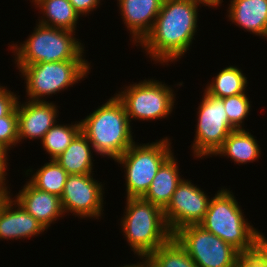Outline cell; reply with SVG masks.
<instances>
[{
    "label": "cell",
    "mask_w": 267,
    "mask_h": 267,
    "mask_svg": "<svg viewBox=\"0 0 267 267\" xmlns=\"http://www.w3.org/2000/svg\"><path fill=\"white\" fill-rule=\"evenodd\" d=\"M199 6L192 0H164L151 31L138 46L156 63L178 61L195 40Z\"/></svg>",
    "instance_id": "6da1fadb"
},
{
    "label": "cell",
    "mask_w": 267,
    "mask_h": 267,
    "mask_svg": "<svg viewBox=\"0 0 267 267\" xmlns=\"http://www.w3.org/2000/svg\"><path fill=\"white\" fill-rule=\"evenodd\" d=\"M234 194L230 189H221L210 199L208 210L199 224L236 248L242 255L252 254L265 238L245 219Z\"/></svg>",
    "instance_id": "7a4b0ae2"
},
{
    "label": "cell",
    "mask_w": 267,
    "mask_h": 267,
    "mask_svg": "<svg viewBox=\"0 0 267 267\" xmlns=\"http://www.w3.org/2000/svg\"><path fill=\"white\" fill-rule=\"evenodd\" d=\"M122 102L113 96L80 121L94 152L116 161L135 141Z\"/></svg>",
    "instance_id": "3957f363"
},
{
    "label": "cell",
    "mask_w": 267,
    "mask_h": 267,
    "mask_svg": "<svg viewBox=\"0 0 267 267\" xmlns=\"http://www.w3.org/2000/svg\"><path fill=\"white\" fill-rule=\"evenodd\" d=\"M126 201L120 224L123 235L138 258L149 256L173 237L164 211L142 197H126Z\"/></svg>",
    "instance_id": "277c9868"
},
{
    "label": "cell",
    "mask_w": 267,
    "mask_h": 267,
    "mask_svg": "<svg viewBox=\"0 0 267 267\" xmlns=\"http://www.w3.org/2000/svg\"><path fill=\"white\" fill-rule=\"evenodd\" d=\"M75 33L38 23L23 44L10 45L15 55L14 62L16 65H32L40 62L85 60V47L74 36Z\"/></svg>",
    "instance_id": "5b68a950"
},
{
    "label": "cell",
    "mask_w": 267,
    "mask_h": 267,
    "mask_svg": "<svg viewBox=\"0 0 267 267\" xmlns=\"http://www.w3.org/2000/svg\"><path fill=\"white\" fill-rule=\"evenodd\" d=\"M89 65L87 60H66L16 66L25 77L27 100L44 101L46 95H55L87 77Z\"/></svg>",
    "instance_id": "8992f818"
},
{
    "label": "cell",
    "mask_w": 267,
    "mask_h": 267,
    "mask_svg": "<svg viewBox=\"0 0 267 267\" xmlns=\"http://www.w3.org/2000/svg\"><path fill=\"white\" fill-rule=\"evenodd\" d=\"M168 137L147 144L133 143L117 160L125 172L126 196L142 197L161 165L173 154Z\"/></svg>",
    "instance_id": "52a82bcc"
},
{
    "label": "cell",
    "mask_w": 267,
    "mask_h": 267,
    "mask_svg": "<svg viewBox=\"0 0 267 267\" xmlns=\"http://www.w3.org/2000/svg\"><path fill=\"white\" fill-rule=\"evenodd\" d=\"M175 92L159 80L148 79L126 86L115 95L122 102L128 119L158 120L169 116L174 109Z\"/></svg>",
    "instance_id": "ba28073f"
},
{
    "label": "cell",
    "mask_w": 267,
    "mask_h": 267,
    "mask_svg": "<svg viewBox=\"0 0 267 267\" xmlns=\"http://www.w3.org/2000/svg\"><path fill=\"white\" fill-rule=\"evenodd\" d=\"M173 237L198 267H240L242 254L200 225L182 227Z\"/></svg>",
    "instance_id": "9c48e42d"
},
{
    "label": "cell",
    "mask_w": 267,
    "mask_h": 267,
    "mask_svg": "<svg viewBox=\"0 0 267 267\" xmlns=\"http://www.w3.org/2000/svg\"><path fill=\"white\" fill-rule=\"evenodd\" d=\"M196 133L192 150L196 158L211 156L222 146L229 134L236 130L228 121L224 102L206 91L198 106Z\"/></svg>",
    "instance_id": "30bf717a"
},
{
    "label": "cell",
    "mask_w": 267,
    "mask_h": 267,
    "mask_svg": "<svg viewBox=\"0 0 267 267\" xmlns=\"http://www.w3.org/2000/svg\"><path fill=\"white\" fill-rule=\"evenodd\" d=\"M188 179H182L171 201L163 210L170 232L174 234L188 225H199L208 210L209 196Z\"/></svg>",
    "instance_id": "8fae6325"
},
{
    "label": "cell",
    "mask_w": 267,
    "mask_h": 267,
    "mask_svg": "<svg viewBox=\"0 0 267 267\" xmlns=\"http://www.w3.org/2000/svg\"><path fill=\"white\" fill-rule=\"evenodd\" d=\"M102 182L98 183L93 174L68 175L61 195V205L66 213H73L75 217L98 218L104 211Z\"/></svg>",
    "instance_id": "7c38bea8"
},
{
    "label": "cell",
    "mask_w": 267,
    "mask_h": 267,
    "mask_svg": "<svg viewBox=\"0 0 267 267\" xmlns=\"http://www.w3.org/2000/svg\"><path fill=\"white\" fill-rule=\"evenodd\" d=\"M18 142L24 139H43L44 135L58 122L57 105L48 101H18L17 106Z\"/></svg>",
    "instance_id": "4fadbf2b"
},
{
    "label": "cell",
    "mask_w": 267,
    "mask_h": 267,
    "mask_svg": "<svg viewBox=\"0 0 267 267\" xmlns=\"http://www.w3.org/2000/svg\"><path fill=\"white\" fill-rule=\"evenodd\" d=\"M131 41L140 43L151 31L164 0H117Z\"/></svg>",
    "instance_id": "5bb4252c"
},
{
    "label": "cell",
    "mask_w": 267,
    "mask_h": 267,
    "mask_svg": "<svg viewBox=\"0 0 267 267\" xmlns=\"http://www.w3.org/2000/svg\"><path fill=\"white\" fill-rule=\"evenodd\" d=\"M26 182L19 193L14 196V200L47 230L54 221L60 219L58 217L65 215L61 198L37 189L29 181Z\"/></svg>",
    "instance_id": "9a60e30c"
},
{
    "label": "cell",
    "mask_w": 267,
    "mask_h": 267,
    "mask_svg": "<svg viewBox=\"0 0 267 267\" xmlns=\"http://www.w3.org/2000/svg\"><path fill=\"white\" fill-rule=\"evenodd\" d=\"M11 196L10 194L0 207V239H28L44 232L46 229L41 223Z\"/></svg>",
    "instance_id": "2e32d148"
},
{
    "label": "cell",
    "mask_w": 267,
    "mask_h": 267,
    "mask_svg": "<svg viewBox=\"0 0 267 267\" xmlns=\"http://www.w3.org/2000/svg\"><path fill=\"white\" fill-rule=\"evenodd\" d=\"M227 16L241 29L267 39V0H231Z\"/></svg>",
    "instance_id": "e0dca14e"
},
{
    "label": "cell",
    "mask_w": 267,
    "mask_h": 267,
    "mask_svg": "<svg viewBox=\"0 0 267 267\" xmlns=\"http://www.w3.org/2000/svg\"><path fill=\"white\" fill-rule=\"evenodd\" d=\"M173 155L161 165L149 189L142 196L143 199L163 210L171 201L173 193L183 179L180 177L177 159Z\"/></svg>",
    "instance_id": "ac0fdd59"
},
{
    "label": "cell",
    "mask_w": 267,
    "mask_h": 267,
    "mask_svg": "<svg viewBox=\"0 0 267 267\" xmlns=\"http://www.w3.org/2000/svg\"><path fill=\"white\" fill-rule=\"evenodd\" d=\"M257 142V139L249 131L233 130L214 155L230 157L238 165L255 162L261 154V148Z\"/></svg>",
    "instance_id": "d6986e66"
},
{
    "label": "cell",
    "mask_w": 267,
    "mask_h": 267,
    "mask_svg": "<svg viewBox=\"0 0 267 267\" xmlns=\"http://www.w3.org/2000/svg\"><path fill=\"white\" fill-rule=\"evenodd\" d=\"M92 150L88 138L80 132L55 160L69 175L93 174Z\"/></svg>",
    "instance_id": "ffe728a7"
},
{
    "label": "cell",
    "mask_w": 267,
    "mask_h": 267,
    "mask_svg": "<svg viewBox=\"0 0 267 267\" xmlns=\"http://www.w3.org/2000/svg\"><path fill=\"white\" fill-rule=\"evenodd\" d=\"M34 5L44 15L37 23L75 32L79 14L69 0H37Z\"/></svg>",
    "instance_id": "44dd1931"
},
{
    "label": "cell",
    "mask_w": 267,
    "mask_h": 267,
    "mask_svg": "<svg viewBox=\"0 0 267 267\" xmlns=\"http://www.w3.org/2000/svg\"><path fill=\"white\" fill-rule=\"evenodd\" d=\"M236 66H228L222 70L207 84L204 91L216 98H224L243 94L247 87V77Z\"/></svg>",
    "instance_id": "7402d4cb"
},
{
    "label": "cell",
    "mask_w": 267,
    "mask_h": 267,
    "mask_svg": "<svg viewBox=\"0 0 267 267\" xmlns=\"http://www.w3.org/2000/svg\"><path fill=\"white\" fill-rule=\"evenodd\" d=\"M68 175L56 160H49L27 180L37 189L61 197Z\"/></svg>",
    "instance_id": "603a6c76"
},
{
    "label": "cell",
    "mask_w": 267,
    "mask_h": 267,
    "mask_svg": "<svg viewBox=\"0 0 267 267\" xmlns=\"http://www.w3.org/2000/svg\"><path fill=\"white\" fill-rule=\"evenodd\" d=\"M81 132L80 121L75 124H55L43 137L41 143L50 160H55Z\"/></svg>",
    "instance_id": "cb8c5ba5"
},
{
    "label": "cell",
    "mask_w": 267,
    "mask_h": 267,
    "mask_svg": "<svg viewBox=\"0 0 267 267\" xmlns=\"http://www.w3.org/2000/svg\"><path fill=\"white\" fill-rule=\"evenodd\" d=\"M149 256L159 267H198L174 237Z\"/></svg>",
    "instance_id": "d4e9b609"
},
{
    "label": "cell",
    "mask_w": 267,
    "mask_h": 267,
    "mask_svg": "<svg viewBox=\"0 0 267 267\" xmlns=\"http://www.w3.org/2000/svg\"><path fill=\"white\" fill-rule=\"evenodd\" d=\"M224 102L225 112L228 116L230 124L237 129L242 127L244 119L248 116L251 110L250 99L247 93L238 94L221 98Z\"/></svg>",
    "instance_id": "484cf974"
},
{
    "label": "cell",
    "mask_w": 267,
    "mask_h": 267,
    "mask_svg": "<svg viewBox=\"0 0 267 267\" xmlns=\"http://www.w3.org/2000/svg\"><path fill=\"white\" fill-rule=\"evenodd\" d=\"M18 123L16 108L7 116L0 118V147L8 153L18 144Z\"/></svg>",
    "instance_id": "4316f807"
},
{
    "label": "cell",
    "mask_w": 267,
    "mask_h": 267,
    "mask_svg": "<svg viewBox=\"0 0 267 267\" xmlns=\"http://www.w3.org/2000/svg\"><path fill=\"white\" fill-rule=\"evenodd\" d=\"M19 96L0 86V118L9 115L17 106Z\"/></svg>",
    "instance_id": "83f0119b"
},
{
    "label": "cell",
    "mask_w": 267,
    "mask_h": 267,
    "mask_svg": "<svg viewBox=\"0 0 267 267\" xmlns=\"http://www.w3.org/2000/svg\"><path fill=\"white\" fill-rule=\"evenodd\" d=\"M69 2L73 5L75 11L79 14V16L86 15L91 11L96 10L99 7L101 0H69Z\"/></svg>",
    "instance_id": "f1b7e54d"
},
{
    "label": "cell",
    "mask_w": 267,
    "mask_h": 267,
    "mask_svg": "<svg viewBox=\"0 0 267 267\" xmlns=\"http://www.w3.org/2000/svg\"><path fill=\"white\" fill-rule=\"evenodd\" d=\"M8 153L0 147V193L10 194L8 186H6L7 165H8ZM6 182V183H5Z\"/></svg>",
    "instance_id": "f546056e"
},
{
    "label": "cell",
    "mask_w": 267,
    "mask_h": 267,
    "mask_svg": "<svg viewBox=\"0 0 267 267\" xmlns=\"http://www.w3.org/2000/svg\"><path fill=\"white\" fill-rule=\"evenodd\" d=\"M240 267H267V265L255 254L242 255Z\"/></svg>",
    "instance_id": "4dcf8cb0"
},
{
    "label": "cell",
    "mask_w": 267,
    "mask_h": 267,
    "mask_svg": "<svg viewBox=\"0 0 267 267\" xmlns=\"http://www.w3.org/2000/svg\"><path fill=\"white\" fill-rule=\"evenodd\" d=\"M267 265V238L265 237L254 252Z\"/></svg>",
    "instance_id": "1f68e13d"
},
{
    "label": "cell",
    "mask_w": 267,
    "mask_h": 267,
    "mask_svg": "<svg viewBox=\"0 0 267 267\" xmlns=\"http://www.w3.org/2000/svg\"><path fill=\"white\" fill-rule=\"evenodd\" d=\"M140 259L142 262H137V267H159L150 256H140Z\"/></svg>",
    "instance_id": "d6a6232c"
},
{
    "label": "cell",
    "mask_w": 267,
    "mask_h": 267,
    "mask_svg": "<svg viewBox=\"0 0 267 267\" xmlns=\"http://www.w3.org/2000/svg\"><path fill=\"white\" fill-rule=\"evenodd\" d=\"M193 2H196L198 4H202V6H208L209 8L211 7H218L219 4L223 2V0H192Z\"/></svg>",
    "instance_id": "836d02e7"
},
{
    "label": "cell",
    "mask_w": 267,
    "mask_h": 267,
    "mask_svg": "<svg viewBox=\"0 0 267 267\" xmlns=\"http://www.w3.org/2000/svg\"><path fill=\"white\" fill-rule=\"evenodd\" d=\"M10 194H3L0 193V207L2 205V203L5 201V199L9 196Z\"/></svg>",
    "instance_id": "e575fe53"
},
{
    "label": "cell",
    "mask_w": 267,
    "mask_h": 267,
    "mask_svg": "<svg viewBox=\"0 0 267 267\" xmlns=\"http://www.w3.org/2000/svg\"><path fill=\"white\" fill-rule=\"evenodd\" d=\"M119 267H120V266H119ZM122 267H137V263H136V264H131V265L126 264V265H124V266H122Z\"/></svg>",
    "instance_id": "d590c367"
}]
</instances>
